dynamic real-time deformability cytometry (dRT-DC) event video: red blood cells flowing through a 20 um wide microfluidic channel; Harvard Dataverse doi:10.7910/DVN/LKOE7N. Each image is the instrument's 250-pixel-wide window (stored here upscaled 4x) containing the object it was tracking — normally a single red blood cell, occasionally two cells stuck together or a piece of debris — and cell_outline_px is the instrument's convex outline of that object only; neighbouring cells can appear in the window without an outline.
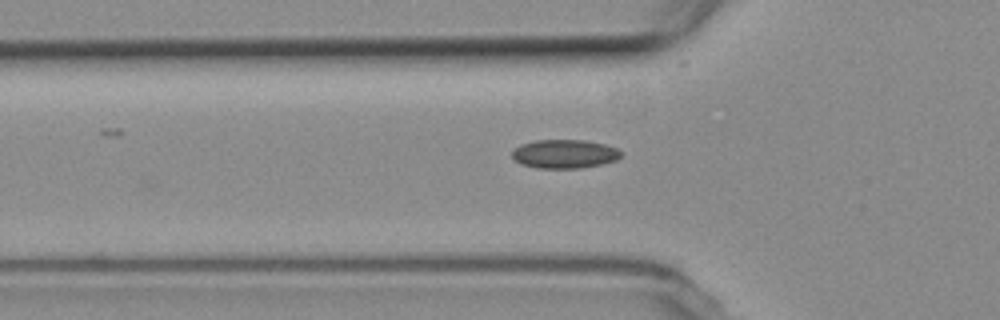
{"species": "common noctule bat (a hibernating species)", "species_latin": "Nyctalus noctula", "temperature_condition": "room temperature", "stored_images_in_passage": 5, "camera_frame_rate_fps": 3000, "um_per_image_px": 0.085, "animal": {"sex": "female", "body_mass_g": 19.3, "forearm_length_mm": 54.1}, "frame": {"image": 1, "passage_image": 5, "time_ms": 6.0, "image_size_px": [1000, 320], "cell_outline_px": [[624, 152], [616, 160], [600, 164], [580, 168], [536, 168], [520, 164], [512, 156], [512, 152], [520, 144], [536, 140], [584, 140], [604, 144], [616, 148]], "centroid_in_image_um": [47.98, 13.08], "position_along_channel_um": 77.8, "area_um2": 18.21}}